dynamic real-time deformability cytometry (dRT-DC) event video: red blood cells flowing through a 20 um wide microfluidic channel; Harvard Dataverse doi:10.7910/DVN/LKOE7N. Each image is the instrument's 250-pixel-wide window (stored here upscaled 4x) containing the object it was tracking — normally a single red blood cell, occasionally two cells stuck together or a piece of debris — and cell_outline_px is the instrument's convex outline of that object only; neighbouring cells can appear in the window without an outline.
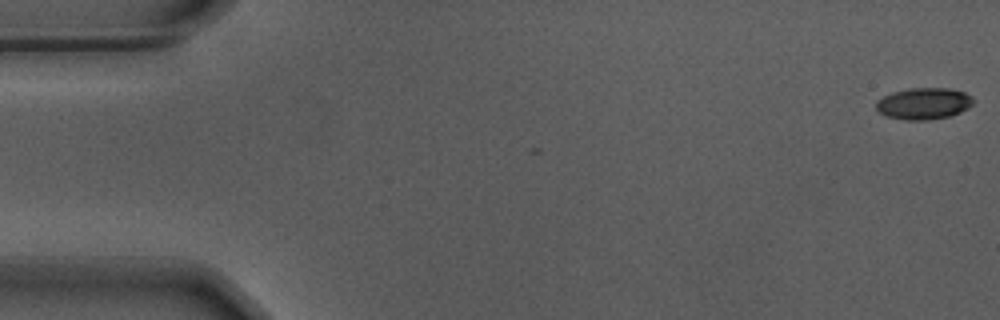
{"species": "Egyptian fruit bat (a non-hibernating species)", "species_latin": "Rousettus aegyptiacus", "temperature_condition": "warm", "stored_images_in_passage": 56, "camera_frame_rate_fps": 3000, "um_per_image_px": 0.085, "animal": {"sex": "male"}, "frame": {"image": 1, "passage_image": 1, "time_ms": 0.0, "image_size_px": [1000, 320], "cell_outline_px": [[972, 104], [968, 108], [960, 112], [948, 116], [928, 120], [904, 120], [888, 116], [880, 112], [876, 108], [876, 100], [892, 92], [912, 88], [948, 88], [964, 92], [972, 96]], "centroid_in_image_um": [78.51, 8.8], "position_along_channel_um": 6.5, "area_um2": 17.74}}
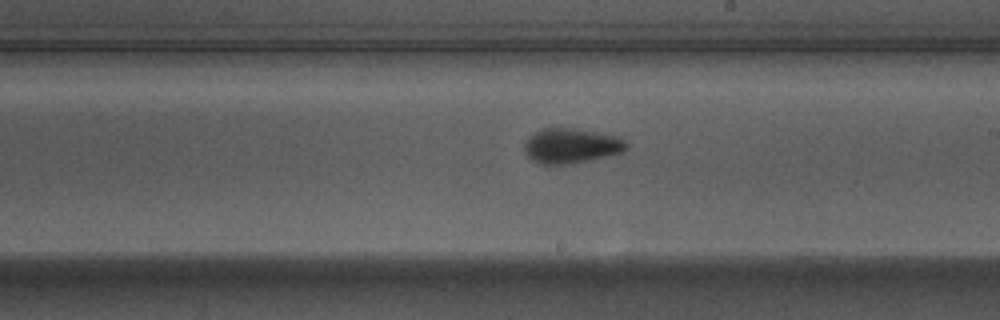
{"frame": {"image": 2, "passage_image": 32, "time_ms": 10.333, "image_size_px": [1000, 320], "cell_outline_px": [[628, 148], [620, 152], [572, 164], [540, 164], [528, 156], [524, 152], [524, 144], [528, 136], [540, 128], [576, 128], [620, 136], [628, 144]], "centroid_in_image_um": [48.53, 12.37], "position_along_channel_um": 240.5, "area_um2": 20.87}}
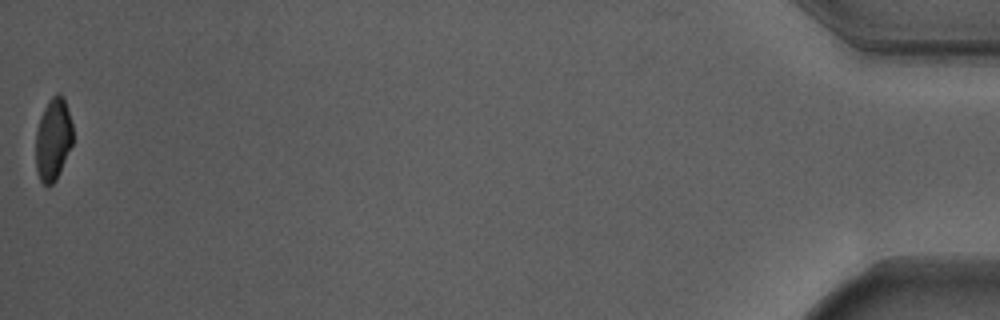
{"frame": {"image": 3, "passage_image": 56, "time_ms": 18.333, "image_size_px": [1000, 320], "cell_outline_px": [[72, 144], [60, 172], [56, 180], [48, 188], [40, 180], [36, 168], [36, 132], [40, 116], [48, 100], [56, 92], [60, 92], [64, 96], [72, 124]], "centroid_in_image_um": [4.51, 11.82], "position_along_channel_um": 430.7, "area_um2": 17.98}, "authors_computed_cell_mechanics": {"area_um2": 19.4497, "velocity_mm_per_s": 3.6955, "shape_relaxation_time_tau1_ms": 3.9053, "shape_relaxation_time_tau2_ms": 1.3372, "deformation_change_tau1": 0.1375, "deformation_change_tau2": 0.0663}}